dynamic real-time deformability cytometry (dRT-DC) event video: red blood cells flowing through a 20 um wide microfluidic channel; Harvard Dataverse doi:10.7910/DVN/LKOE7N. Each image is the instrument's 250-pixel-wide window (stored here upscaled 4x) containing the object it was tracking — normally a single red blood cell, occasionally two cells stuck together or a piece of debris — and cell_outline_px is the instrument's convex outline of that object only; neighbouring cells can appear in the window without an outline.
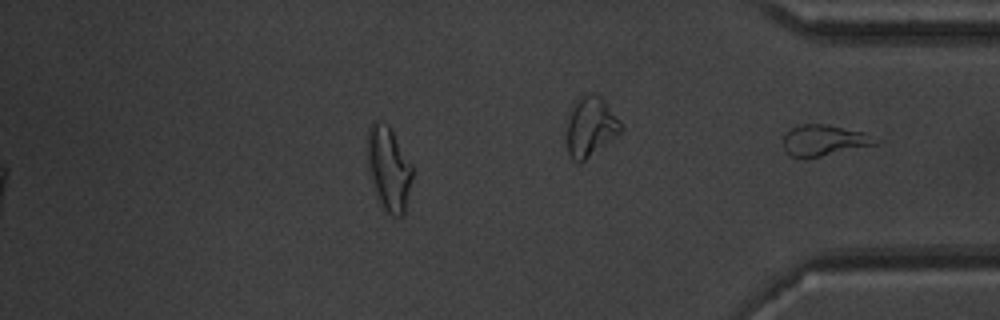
{"species": "common noctule bat (a hibernating species)", "species_latin": "Nyctalus noctula", "temperature_condition": "warm", "stored_images_in_passage": 46, "segment_of_instrument_passage": [2, 2], "camera_frame_rate_fps": 3000, "um_per_image_px": 0.085, "animal": {"sex": "male", "body_mass_g": 20.1, "forearm_length_mm": 53.5}, "frame": {"image": 1, "passage_image": 46, "time_ms": 15.0, "image_size_px": [1000, 320], "cell_outline_px": [[884, 140], [876, 144], [804, 160], [792, 156], [784, 148], [784, 136], [788, 128], [796, 124], [828, 124], [864, 132]], "centroid_in_image_um": [70.05, 11.92], "position_along_channel_um": 365.2, "area_um2": 17.05}}